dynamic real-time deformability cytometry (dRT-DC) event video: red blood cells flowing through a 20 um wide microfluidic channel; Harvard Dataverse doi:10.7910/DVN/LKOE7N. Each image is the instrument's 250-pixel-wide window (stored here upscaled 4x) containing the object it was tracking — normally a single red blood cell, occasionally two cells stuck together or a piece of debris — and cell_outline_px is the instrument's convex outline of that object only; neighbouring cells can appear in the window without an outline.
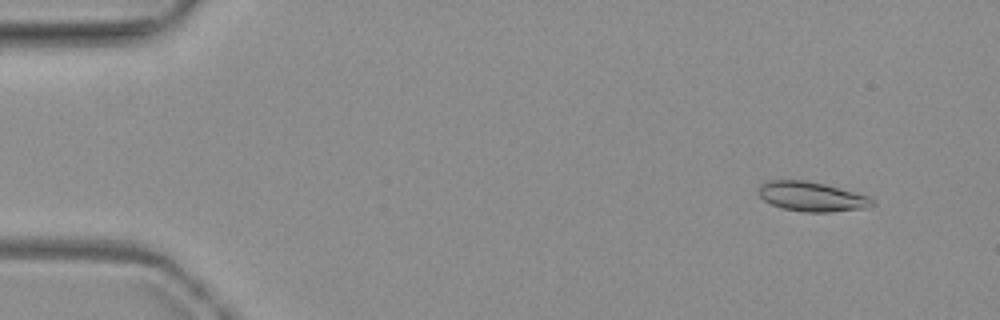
{"species": "common noctule bat (a hibernating species)", "species_latin": "Nyctalus noctula", "temperature_condition": "warm", "stored_images_in_passage": 8, "camera_frame_rate_fps": 3000, "um_per_image_px": 0.085, "animal": {"sex": "female", "body_mass_g": 19.3, "forearm_length_mm": 54.1}, "frame": {"image": 1, "passage_image": 2, "time_ms": 1.0, "image_size_px": [1000, 320], "cell_outline_px": [[876, 204], [864, 208], [832, 212], [804, 212], [780, 208], [764, 200], [756, 192], [760, 184], [768, 180], [804, 180], [824, 184], [868, 196], [876, 200]], "centroid_in_image_um": [68.97, 16.71], "position_along_channel_um": 16.0, "area_um2": 19.71}}
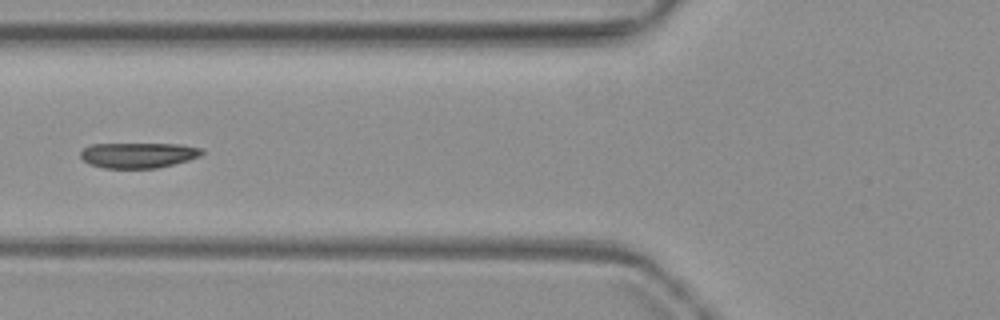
{"frame": {"image": 2, "passage_image": 7, "time_ms": 7.0, "image_size_px": [1000, 320], "cell_outline_px": [[204, 152], [200, 156], [188, 160], [156, 168], [104, 168], [88, 164], [80, 156], [80, 152], [88, 144], [184, 144], [204, 148]], "centroid_in_image_um": [11.76, 13.18], "position_along_channel_um": 114.0, "area_um2": 18.09}}